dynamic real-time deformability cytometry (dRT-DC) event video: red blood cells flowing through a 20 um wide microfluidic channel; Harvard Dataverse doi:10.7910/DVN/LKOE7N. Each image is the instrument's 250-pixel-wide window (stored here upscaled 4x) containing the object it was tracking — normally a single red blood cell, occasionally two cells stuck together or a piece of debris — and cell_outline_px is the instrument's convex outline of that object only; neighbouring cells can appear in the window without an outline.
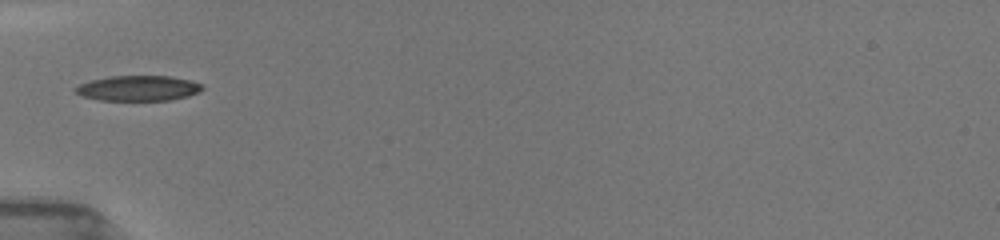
{"species": "common noctule bat (a hibernating species)", "species_latin": "Nyctalus noctula", "temperature_condition": "room temperature", "stored_images_in_passage": 2, "camera_frame_rate_fps": 3000, "um_per_image_px": 0.085, "animal": {"sex": "female", "body_mass_g": 19.5, "forearm_length_mm": 54.1}, "frame": {"image": 1, "passage_image": 1, "time_ms": 0.0, "image_size_px": [1000, 240], "cell_outline_px": [[204, 88], [200, 92], [188, 96], [172, 100], [100, 100], [80, 96], [72, 92], [72, 88], [80, 84], [92, 80], [112, 76], [168, 76], [188, 80], [204, 84]], "centroid_in_image_um": [11.73, 7.51], "position_along_channel_um": 73.3, "area_um2": 18.84}}